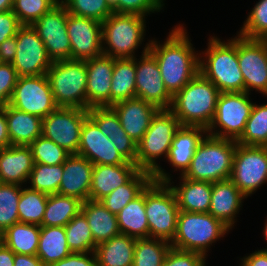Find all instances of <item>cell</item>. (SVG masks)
<instances>
[{"label":"cell","mask_w":267,"mask_h":266,"mask_svg":"<svg viewBox=\"0 0 267 266\" xmlns=\"http://www.w3.org/2000/svg\"><path fill=\"white\" fill-rule=\"evenodd\" d=\"M183 27L175 26L163 44L150 40L149 45V52L155 57L164 85L172 97L199 73L200 56Z\"/></svg>","instance_id":"obj_1"},{"label":"cell","mask_w":267,"mask_h":266,"mask_svg":"<svg viewBox=\"0 0 267 266\" xmlns=\"http://www.w3.org/2000/svg\"><path fill=\"white\" fill-rule=\"evenodd\" d=\"M181 124L170 109H159L150 126L137 143L136 165L140 170L150 172L153 181L167 183L170 175L159 166L156 159L167 158L175 133Z\"/></svg>","instance_id":"obj_2"},{"label":"cell","mask_w":267,"mask_h":266,"mask_svg":"<svg viewBox=\"0 0 267 266\" xmlns=\"http://www.w3.org/2000/svg\"><path fill=\"white\" fill-rule=\"evenodd\" d=\"M220 91L200 72L174 97L170 110L181 126H199L206 130L216 112Z\"/></svg>","instance_id":"obj_3"},{"label":"cell","mask_w":267,"mask_h":266,"mask_svg":"<svg viewBox=\"0 0 267 266\" xmlns=\"http://www.w3.org/2000/svg\"><path fill=\"white\" fill-rule=\"evenodd\" d=\"M204 56L199 57V72L220 93L245 92V84L237 59V36L228 42L210 37Z\"/></svg>","instance_id":"obj_4"},{"label":"cell","mask_w":267,"mask_h":266,"mask_svg":"<svg viewBox=\"0 0 267 266\" xmlns=\"http://www.w3.org/2000/svg\"><path fill=\"white\" fill-rule=\"evenodd\" d=\"M236 145L235 140L206 134L198 144L190 167L183 177L211 183L229 179Z\"/></svg>","instance_id":"obj_5"},{"label":"cell","mask_w":267,"mask_h":266,"mask_svg":"<svg viewBox=\"0 0 267 266\" xmlns=\"http://www.w3.org/2000/svg\"><path fill=\"white\" fill-rule=\"evenodd\" d=\"M229 230L210 213L180 211L176 233L170 244L178 250L207 256L209 246L224 237Z\"/></svg>","instance_id":"obj_6"},{"label":"cell","mask_w":267,"mask_h":266,"mask_svg":"<svg viewBox=\"0 0 267 266\" xmlns=\"http://www.w3.org/2000/svg\"><path fill=\"white\" fill-rule=\"evenodd\" d=\"M144 18L138 14L113 12L104 20L101 37L103 55L116 59L135 58V50L142 44L145 35Z\"/></svg>","instance_id":"obj_7"},{"label":"cell","mask_w":267,"mask_h":266,"mask_svg":"<svg viewBox=\"0 0 267 266\" xmlns=\"http://www.w3.org/2000/svg\"><path fill=\"white\" fill-rule=\"evenodd\" d=\"M46 75L58 107H75L87 110L86 60L54 61Z\"/></svg>","instance_id":"obj_8"},{"label":"cell","mask_w":267,"mask_h":266,"mask_svg":"<svg viewBox=\"0 0 267 266\" xmlns=\"http://www.w3.org/2000/svg\"><path fill=\"white\" fill-rule=\"evenodd\" d=\"M145 212L149 237L171 242L175 236L180 209L167 183L151 181L145 188Z\"/></svg>","instance_id":"obj_9"},{"label":"cell","mask_w":267,"mask_h":266,"mask_svg":"<svg viewBox=\"0 0 267 266\" xmlns=\"http://www.w3.org/2000/svg\"><path fill=\"white\" fill-rule=\"evenodd\" d=\"M249 95L250 93L246 92L220 93L215 116L207 129V134L237 141L245 130L254 105ZM218 127L220 131L217 130Z\"/></svg>","instance_id":"obj_10"},{"label":"cell","mask_w":267,"mask_h":266,"mask_svg":"<svg viewBox=\"0 0 267 266\" xmlns=\"http://www.w3.org/2000/svg\"><path fill=\"white\" fill-rule=\"evenodd\" d=\"M230 179L246 196L267 182V147L237 143Z\"/></svg>","instance_id":"obj_11"},{"label":"cell","mask_w":267,"mask_h":266,"mask_svg":"<svg viewBox=\"0 0 267 266\" xmlns=\"http://www.w3.org/2000/svg\"><path fill=\"white\" fill-rule=\"evenodd\" d=\"M88 110L57 107L42 121V136L52 140L70 154H77L81 130Z\"/></svg>","instance_id":"obj_12"},{"label":"cell","mask_w":267,"mask_h":266,"mask_svg":"<svg viewBox=\"0 0 267 266\" xmlns=\"http://www.w3.org/2000/svg\"><path fill=\"white\" fill-rule=\"evenodd\" d=\"M9 105L42 119L58 107L46 74L19 77Z\"/></svg>","instance_id":"obj_13"},{"label":"cell","mask_w":267,"mask_h":266,"mask_svg":"<svg viewBox=\"0 0 267 266\" xmlns=\"http://www.w3.org/2000/svg\"><path fill=\"white\" fill-rule=\"evenodd\" d=\"M237 59L245 92L252 89L267 96V40L237 35Z\"/></svg>","instance_id":"obj_14"},{"label":"cell","mask_w":267,"mask_h":266,"mask_svg":"<svg viewBox=\"0 0 267 266\" xmlns=\"http://www.w3.org/2000/svg\"><path fill=\"white\" fill-rule=\"evenodd\" d=\"M31 26L42 39L52 62L71 60V44L67 34V8L61 2Z\"/></svg>","instance_id":"obj_15"},{"label":"cell","mask_w":267,"mask_h":266,"mask_svg":"<svg viewBox=\"0 0 267 266\" xmlns=\"http://www.w3.org/2000/svg\"><path fill=\"white\" fill-rule=\"evenodd\" d=\"M16 55L12 66L21 76L44 75L52 64L45 45L31 25H22L16 34Z\"/></svg>","instance_id":"obj_16"},{"label":"cell","mask_w":267,"mask_h":266,"mask_svg":"<svg viewBox=\"0 0 267 266\" xmlns=\"http://www.w3.org/2000/svg\"><path fill=\"white\" fill-rule=\"evenodd\" d=\"M149 45L150 41L146 43L139 61L135 57L136 97L158 109H170L173 97L164 85L157 61L149 52Z\"/></svg>","instance_id":"obj_17"},{"label":"cell","mask_w":267,"mask_h":266,"mask_svg":"<svg viewBox=\"0 0 267 266\" xmlns=\"http://www.w3.org/2000/svg\"><path fill=\"white\" fill-rule=\"evenodd\" d=\"M67 34L71 44V60H87L103 55L101 22L67 11Z\"/></svg>","instance_id":"obj_18"},{"label":"cell","mask_w":267,"mask_h":266,"mask_svg":"<svg viewBox=\"0 0 267 266\" xmlns=\"http://www.w3.org/2000/svg\"><path fill=\"white\" fill-rule=\"evenodd\" d=\"M77 155L87 158L93 165H120L128 162L117 151L113 141L89 117L83 122Z\"/></svg>","instance_id":"obj_19"},{"label":"cell","mask_w":267,"mask_h":266,"mask_svg":"<svg viewBox=\"0 0 267 266\" xmlns=\"http://www.w3.org/2000/svg\"><path fill=\"white\" fill-rule=\"evenodd\" d=\"M116 58L101 55L86 60L87 110L92 107H110V90Z\"/></svg>","instance_id":"obj_20"},{"label":"cell","mask_w":267,"mask_h":266,"mask_svg":"<svg viewBox=\"0 0 267 266\" xmlns=\"http://www.w3.org/2000/svg\"><path fill=\"white\" fill-rule=\"evenodd\" d=\"M111 108L118 115L126 134L136 143L142 139L153 116L159 110L153 104L137 97L117 102Z\"/></svg>","instance_id":"obj_21"},{"label":"cell","mask_w":267,"mask_h":266,"mask_svg":"<svg viewBox=\"0 0 267 266\" xmlns=\"http://www.w3.org/2000/svg\"><path fill=\"white\" fill-rule=\"evenodd\" d=\"M93 164L85 157L71 154L63 163V175L58 194L89 200Z\"/></svg>","instance_id":"obj_22"},{"label":"cell","mask_w":267,"mask_h":266,"mask_svg":"<svg viewBox=\"0 0 267 266\" xmlns=\"http://www.w3.org/2000/svg\"><path fill=\"white\" fill-rule=\"evenodd\" d=\"M247 198L232 180L225 179L212 183L211 204L208 213L220 220L229 229L235 223L236 214Z\"/></svg>","instance_id":"obj_23"},{"label":"cell","mask_w":267,"mask_h":266,"mask_svg":"<svg viewBox=\"0 0 267 266\" xmlns=\"http://www.w3.org/2000/svg\"><path fill=\"white\" fill-rule=\"evenodd\" d=\"M34 161L29 145H11L0 149V182L27 183Z\"/></svg>","instance_id":"obj_24"},{"label":"cell","mask_w":267,"mask_h":266,"mask_svg":"<svg viewBox=\"0 0 267 266\" xmlns=\"http://www.w3.org/2000/svg\"><path fill=\"white\" fill-rule=\"evenodd\" d=\"M140 169L127 162L120 165H93L89 199L100 201L119 186L126 184Z\"/></svg>","instance_id":"obj_25"},{"label":"cell","mask_w":267,"mask_h":266,"mask_svg":"<svg viewBox=\"0 0 267 266\" xmlns=\"http://www.w3.org/2000/svg\"><path fill=\"white\" fill-rule=\"evenodd\" d=\"M207 130L199 126H180L172 140L167 160L172 167L179 169L183 176L189 169L194 152Z\"/></svg>","instance_id":"obj_26"},{"label":"cell","mask_w":267,"mask_h":266,"mask_svg":"<svg viewBox=\"0 0 267 266\" xmlns=\"http://www.w3.org/2000/svg\"><path fill=\"white\" fill-rule=\"evenodd\" d=\"M179 186H171L180 211L208 213L211 204L212 183L207 181H194L180 176Z\"/></svg>","instance_id":"obj_27"},{"label":"cell","mask_w":267,"mask_h":266,"mask_svg":"<svg viewBox=\"0 0 267 266\" xmlns=\"http://www.w3.org/2000/svg\"><path fill=\"white\" fill-rule=\"evenodd\" d=\"M81 212L87 219L96 245L120 234L117 215L112 214L101 201L89 199L82 202Z\"/></svg>","instance_id":"obj_28"},{"label":"cell","mask_w":267,"mask_h":266,"mask_svg":"<svg viewBox=\"0 0 267 266\" xmlns=\"http://www.w3.org/2000/svg\"><path fill=\"white\" fill-rule=\"evenodd\" d=\"M8 132L12 145H30L42 134L43 119L5 105Z\"/></svg>","instance_id":"obj_29"},{"label":"cell","mask_w":267,"mask_h":266,"mask_svg":"<svg viewBox=\"0 0 267 266\" xmlns=\"http://www.w3.org/2000/svg\"><path fill=\"white\" fill-rule=\"evenodd\" d=\"M136 239L118 234L96 246L97 266H133Z\"/></svg>","instance_id":"obj_30"},{"label":"cell","mask_w":267,"mask_h":266,"mask_svg":"<svg viewBox=\"0 0 267 266\" xmlns=\"http://www.w3.org/2000/svg\"><path fill=\"white\" fill-rule=\"evenodd\" d=\"M71 252L64 226H40L37 257L44 266L58 262Z\"/></svg>","instance_id":"obj_31"},{"label":"cell","mask_w":267,"mask_h":266,"mask_svg":"<svg viewBox=\"0 0 267 266\" xmlns=\"http://www.w3.org/2000/svg\"><path fill=\"white\" fill-rule=\"evenodd\" d=\"M121 234L135 239L149 237V225L145 212V189L117 214Z\"/></svg>","instance_id":"obj_32"},{"label":"cell","mask_w":267,"mask_h":266,"mask_svg":"<svg viewBox=\"0 0 267 266\" xmlns=\"http://www.w3.org/2000/svg\"><path fill=\"white\" fill-rule=\"evenodd\" d=\"M135 58L114 60L110 90V107L117 102L136 97Z\"/></svg>","instance_id":"obj_33"},{"label":"cell","mask_w":267,"mask_h":266,"mask_svg":"<svg viewBox=\"0 0 267 266\" xmlns=\"http://www.w3.org/2000/svg\"><path fill=\"white\" fill-rule=\"evenodd\" d=\"M153 180L150 172L139 170L126 184H123L101 199V203L117 215L130 201L139 196Z\"/></svg>","instance_id":"obj_34"},{"label":"cell","mask_w":267,"mask_h":266,"mask_svg":"<svg viewBox=\"0 0 267 266\" xmlns=\"http://www.w3.org/2000/svg\"><path fill=\"white\" fill-rule=\"evenodd\" d=\"M40 226L17 222L3 232V244L15 254L36 255Z\"/></svg>","instance_id":"obj_35"},{"label":"cell","mask_w":267,"mask_h":266,"mask_svg":"<svg viewBox=\"0 0 267 266\" xmlns=\"http://www.w3.org/2000/svg\"><path fill=\"white\" fill-rule=\"evenodd\" d=\"M82 201L58 193L49 194L42 226H65L81 211Z\"/></svg>","instance_id":"obj_36"},{"label":"cell","mask_w":267,"mask_h":266,"mask_svg":"<svg viewBox=\"0 0 267 266\" xmlns=\"http://www.w3.org/2000/svg\"><path fill=\"white\" fill-rule=\"evenodd\" d=\"M170 248L167 240L154 237L136 239L133 266H163Z\"/></svg>","instance_id":"obj_37"},{"label":"cell","mask_w":267,"mask_h":266,"mask_svg":"<svg viewBox=\"0 0 267 266\" xmlns=\"http://www.w3.org/2000/svg\"><path fill=\"white\" fill-rule=\"evenodd\" d=\"M67 244L71 252H95L96 244L85 215L80 211L65 226Z\"/></svg>","instance_id":"obj_38"},{"label":"cell","mask_w":267,"mask_h":266,"mask_svg":"<svg viewBox=\"0 0 267 266\" xmlns=\"http://www.w3.org/2000/svg\"><path fill=\"white\" fill-rule=\"evenodd\" d=\"M47 199L44 192L22 187L17 207L19 222L42 226Z\"/></svg>","instance_id":"obj_39"},{"label":"cell","mask_w":267,"mask_h":266,"mask_svg":"<svg viewBox=\"0 0 267 266\" xmlns=\"http://www.w3.org/2000/svg\"><path fill=\"white\" fill-rule=\"evenodd\" d=\"M245 146L267 147V104H254L245 130L236 141Z\"/></svg>","instance_id":"obj_40"},{"label":"cell","mask_w":267,"mask_h":266,"mask_svg":"<svg viewBox=\"0 0 267 266\" xmlns=\"http://www.w3.org/2000/svg\"><path fill=\"white\" fill-rule=\"evenodd\" d=\"M63 163L59 165H46L34 163L28 180L32 190L44 192L46 194L58 193L63 175Z\"/></svg>","instance_id":"obj_41"},{"label":"cell","mask_w":267,"mask_h":266,"mask_svg":"<svg viewBox=\"0 0 267 266\" xmlns=\"http://www.w3.org/2000/svg\"><path fill=\"white\" fill-rule=\"evenodd\" d=\"M22 187L0 182V230L4 232L19 222L18 204Z\"/></svg>","instance_id":"obj_42"},{"label":"cell","mask_w":267,"mask_h":266,"mask_svg":"<svg viewBox=\"0 0 267 266\" xmlns=\"http://www.w3.org/2000/svg\"><path fill=\"white\" fill-rule=\"evenodd\" d=\"M61 3L68 13L95 19L101 23L113 13L108 0H62Z\"/></svg>","instance_id":"obj_43"},{"label":"cell","mask_w":267,"mask_h":266,"mask_svg":"<svg viewBox=\"0 0 267 266\" xmlns=\"http://www.w3.org/2000/svg\"><path fill=\"white\" fill-rule=\"evenodd\" d=\"M29 146L32 151L34 163L59 165L64 163L71 155L64 148L42 135Z\"/></svg>","instance_id":"obj_44"},{"label":"cell","mask_w":267,"mask_h":266,"mask_svg":"<svg viewBox=\"0 0 267 266\" xmlns=\"http://www.w3.org/2000/svg\"><path fill=\"white\" fill-rule=\"evenodd\" d=\"M57 4L56 0H13L12 11L21 25H32Z\"/></svg>","instance_id":"obj_45"},{"label":"cell","mask_w":267,"mask_h":266,"mask_svg":"<svg viewBox=\"0 0 267 266\" xmlns=\"http://www.w3.org/2000/svg\"><path fill=\"white\" fill-rule=\"evenodd\" d=\"M249 39L267 40V0H259L238 32Z\"/></svg>","instance_id":"obj_46"},{"label":"cell","mask_w":267,"mask_h":266,"mask_svg":"<svg viewBox=\"0 0 267 266\" xmlns=\"http://www.w3.org/2000/svg\"><path fill=\"white\" fill-rule=\"evenodd\" d=\"M164 0H108L114 13L147 14L159 12L164 6Z\"/></svg>","instance_id":"obj_47"},{"label":"cell","mask_w":267,"mask_h":266,"mask_svg":"<svg viewBox=\"0 0 267 266\" xmlns=\"http://www.w3.org/2000/svg\"><path fill=\"white\" fill-rule=\"evenodd\" d=\"M88 117L107 137L115 132L124 131L118 115L111 107H92L88 110Z\"/></svg>","instance_id":"obj_48"},{"label":"cell","mask_w":267,"mask_h":266,"mask_svg":"<svg viewBox=\"0 0 267 266\" xmlns=\"http://www.w3.org/2000/svg\"><path fill=\"white\" fill-rule=\"evenodd\" d=\"M19 75L11 63L0 62V106L9 104Z\"/></svg>","instance_id":"obj_49"},{"label":"cell","mask_w":267,"mask_h":266,"mask_svg":"<svg viewBox=\"0 0 267 266\" xmlns=\"http://www.w3.org/2000/svg\"><path fill=\"white\" fill-rule=\"evenodd\" d=\"M206 256L190 251H182L170 248L163 266H205Z\"/></svg>","instance_id":"obj_50"},{"label":"cell","mask_w":267,"mask_h":266,"mask_svg":"<svg viewBox=\"0 0 267 266\" xmlns=\"http://www.w3.org/2000/svg\"><path fill=\"white\" fill-rule=\"evenodd\" d=\"M117 151L128 161L136 164L137 143L125 131L115 132L108 136Z\"/></svg>","instance_id":"obj_51"},{"label":"cell","mask_w":267,"mask_h":266,"mask_svg":"<svg viewBox=\"0 0 267 266\" xmlns=\"http://www.w3.org/2000/svg\"><path fill=\"white\" fill-rule=\"evenodd\" d=\"M21 26L12 10L0 12V44L7 38L16 36Z\"/></svg>","instance_id":"obj_52"},{"label":"cell","mask_w":267,"mask_h":266,"mask_svg":"<svg viewBox=\"0 0 267 266\" xmlns=\"http://www.w3.org/2000/svg\"><path fill=\"white\" fill-rule=\"evenodd\" d=\"M90 255V257L88 256ZM49 266H97L95 252L90 253H70L64 259L52 263Z\"/></svg>","instance_id":"obj_53"},{"label":"cell","mask_w":267,"mask_h":266,"mask_svg":"<svg viewBox=\"0 0 267 266\" xmlns=\"http://www.w3.org/2000/svg\"><path fill=\"white\" fill-rule=\"evenodd\" d=\"M16 47V36H12L4 40L0 44V62L12 64L16 55Z\"/></svg>","instance_id":"obj_54"},{"label":"cell","mask_w":267,"mask_h":266,"mask_svg":"<svg viewBox=\"0 0 267 266\" xmlns=\"http://www.w3.org/2000/svg\"><path fill=\"white\" fill-rule=\"evenodd\" d=\"M240 266H267V251L258 250L243 257Z\"/></svg>","instance_id":"obj_55"},{"label":"cell","mask_w":267,"mask_h":266,"mask_svg":"<svg viewBox=\"0 0 267 266\" xmlns=\"http://www.w3.org/2000/svg\"><path fill=\"white\" fill-rule=\"evenodd\" d=\"M5 106H0V149L11 146Z\"/></svg>","instance_id":"obj_56"},{"label":"cell","mask_w":267,"mask_h":266,"mask_svg":"<svg viewBox=\"0 0 267 266\" xmlns=\"http://www.w3.org/2000/svg\"><path fill=\"white\" fill-rule=\"evenodd\" d=\"M14 266H44L37 255L15 254Z\"/></svg>","instance_id":"obj_57"},{"label":"cell","mask_w":267,"mask_h":266,"mask_svg":"<svg viewBox=\"0 0 267 266\" xmlns=\"http://www.w3.org/2000/svg\"><path fill=\"white\" fill-rule=\"evenodd\" d=\"M15 253L2 244L0 246V266H14Z\"/></svg>","instance_id":"obj_58"},{"label":"cell","mask_w":267,"mask_h":266,"mask_svg":"<svg viewBox=\"0 0 267 266\" xmlns=\"http://www.w3.org/2000/svg\"><path fill=\"white\" fill-rule=\"evenodd\" d=\"M13 0H0V12L12 10Z\"/></svg>","instance_id":"obj_59"},{"label":"cell","mask_w":267,"mask_h":266,"mask_svg":"<svg viewBox=\"0 0 267 266\" xmlns=\"http://www.w3.org/2000/svg\"><path fill=\"white\" fill-rule=\"evenodd\" d=\"M267 220V219H266ZM263 234H264V237H265V239H266V241H267V221H266V223H265V227H264V230H263ZM261 250H265V251H267V248L266 249H261Z\"/></svg>","instance_id":"obj_60"},{"label":"cell","mask_w":267,"mask_h":266,"mask_svg":"<svg viewBox=\"0 0 267 266\" xmlns=\"http://www.w3.org/2000/svg\"><path fill=\"white\" fill-rule=\"evenodd\" d=\"M3 244V232L0 230V246Z\"/></svg>","instance_id":"obj_61"}]
</instances>
